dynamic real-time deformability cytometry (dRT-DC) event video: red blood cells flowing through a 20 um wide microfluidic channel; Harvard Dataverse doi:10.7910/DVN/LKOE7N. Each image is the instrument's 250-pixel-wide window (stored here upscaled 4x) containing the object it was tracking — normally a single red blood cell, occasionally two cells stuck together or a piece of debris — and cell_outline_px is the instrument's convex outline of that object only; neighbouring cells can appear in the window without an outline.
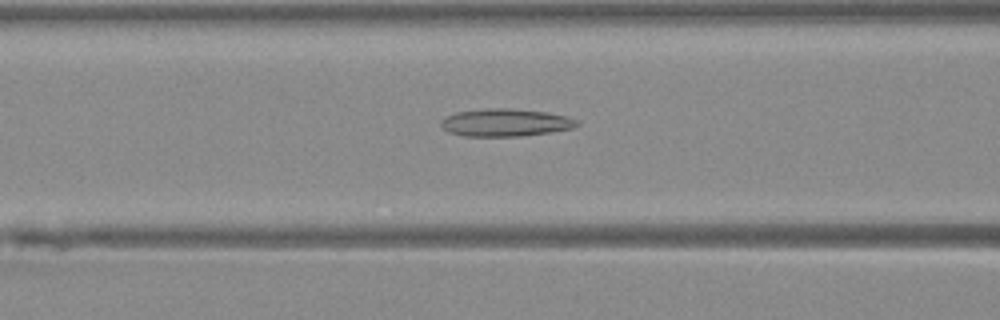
{"species": "Egyptian fruit bat (a non-hibernating species)", "species_latin": "Rousettus aegyptiacus", "temperature_condition": "warm", "stored_images_in_passage": 13, "camera_frame_rate_fps": 3000, "um_per_image_px": 0.085, "animal": {"sex": "female"}, "frame": {"image": 1, "passage_image": 8, "time_ms": 2.333, "image_size_px": [1000, 320], "cell_outline_px": [[580, 124], [576, 128], [552, 132], [520, 136], [464, 136], [448, 132], [440, 124], [440, 120], [444, 116], [456, 112], [484, 108], [508, 108], [548, 112], [568, 116], [576, 120]], "centroid_in_image_um": [42.97, 10.41], "position_along_channel_um": 123.6, "area_um2": 22.2}}
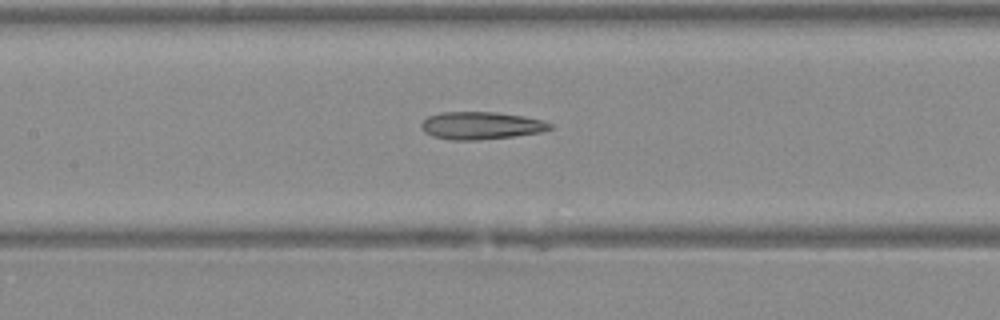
{"frame": {"image": 2, "passage_image": 11, "time_ms": 3.333, "image_size_px": [1000, 320], "cell_outline_px": [[552, 128], [540, 132], [512, 136], [476, 140], [452, 140], [432, 136], [424, 132], [420, 128], [420, 124], [428, 116], [440, 112], [496, 112], [524, 116], [544, 120], [552, 124]], "centroid_in_image_um": [40.86, 10.66], "position_along_channel_um": 166.5, "area_um2": 20.69}}